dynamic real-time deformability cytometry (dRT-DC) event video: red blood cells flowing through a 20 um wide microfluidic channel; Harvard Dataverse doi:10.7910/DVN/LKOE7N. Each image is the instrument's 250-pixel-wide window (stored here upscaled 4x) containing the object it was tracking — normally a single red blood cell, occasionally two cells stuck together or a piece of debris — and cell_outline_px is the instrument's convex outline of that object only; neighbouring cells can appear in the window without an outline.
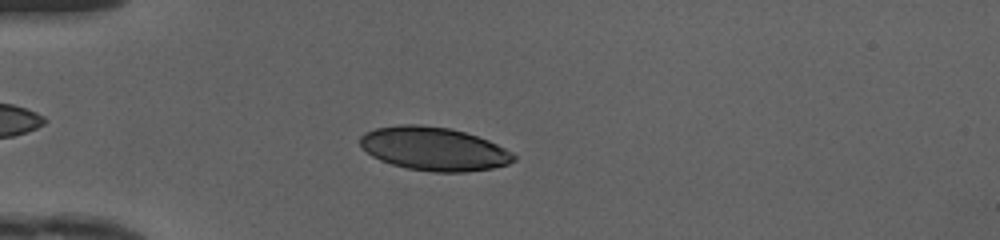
{"species": "human", "species_latin": "Homo sapiens", "temperature_condition": "cold", "stored_images_in_passage": 49, "camera_frame_rate_fps": 3000, "um_per_image_px": 0.085, "donor": {"sex": "female"}, "frame": {"image": 1, "passage_image": 14, "time_ms": 4.333, "image_size_px": [1000, 240], "cell_outline_px": [[516, 160], [508, 164], [492, 168], [468, 172], [432, 172], [408, 168], [392, 164], [380, 160], [372, 156], [360, 148], [360, 136], [364, 132], [376, 128], [400, 124], [420, 124], [448, 128], [464, 132], [488, 140], [512, 152], [516, 156]], "centroid_in_image_um": [36.86, 12.65], "position_along_channel_um": 48.1, "area_um2": 39.02}}
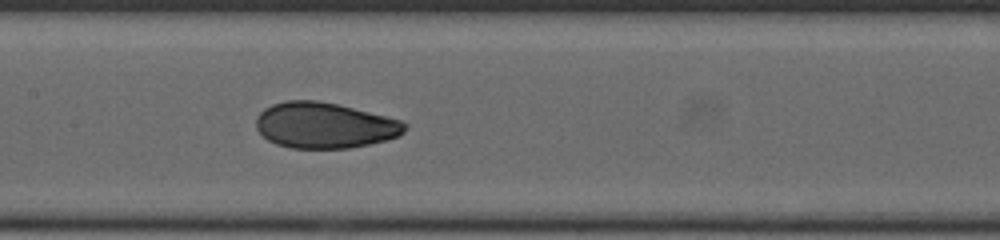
{"frame": {"image": 2, "passage_image": 25, "time_ms": 8.0, "image_size_px": [1000, 240], "cell_outline_px": [[408, 128], [400, 136], [388, 140], [348, 148], [292, 148], [276, 144], [268, 140], [256, 128], [256, 116], [264, 108], [272, 104], [288, 100], [316, 100], [336, 104], [400, 120], [408, 124]], "centroid_in_image_um": [27.58, 10.66], "position_along_channel_um": 179.8, "area_um2": 39.59}}
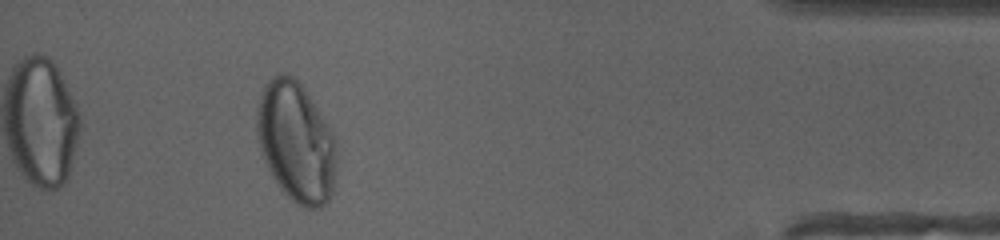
{"frame": {"image": 3, "passage_image": 45, "time_ms": 14.667, "image_size_px": [1000, 240], "cell_outline_px": [[336, 168], [332, 192], [328, 200], [320, 208], [304, 208], [296, 204], [280, 188], [272, 176], [260, 152], [256, 136], [256, 104], [260, 92], [264, 84], [272, 76], [280, 72], [288, 72], [304, 88], [336, 140]], "centroid_in_image_um": [25.12, 12.05], "position_along_channel_um": 410.1, "area_um2": 56.12}, "authors_computed_cell_mechanics": {"area_um2": 39.593, "velocity_mm_per_s": 4.1849, "shape_relaxation_time_tau1_ms": 4.4971, "shape_relaxation_time_tau2_ms": null, "deformation_change_tau1": 0.165, "deformation_change_tau2": null}}